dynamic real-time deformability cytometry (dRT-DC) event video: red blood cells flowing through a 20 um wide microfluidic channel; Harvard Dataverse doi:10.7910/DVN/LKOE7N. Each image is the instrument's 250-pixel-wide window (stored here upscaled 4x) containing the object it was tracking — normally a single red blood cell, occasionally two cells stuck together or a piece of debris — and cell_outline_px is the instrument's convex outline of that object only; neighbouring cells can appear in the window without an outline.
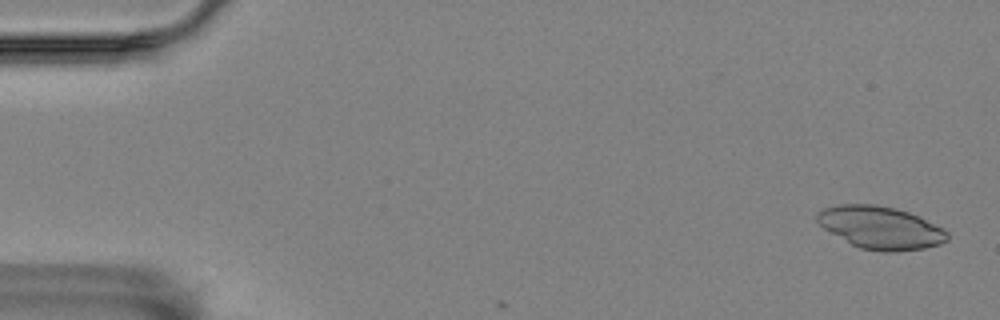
{"species": "Egyptian fruit bat (a non-hibernating species)", "species_latin": "Rousettus aegyptiacus", "temperature_condition": "room temperature", "stored_images_in_passage": 6, "camera_frame_rate_fps": 3000, "um_per_image_px": 0.085, "animal": {"sex": "female"}, "frame": {"image": 1, "passage_image": 2, "time_ms": 0.333, "image_size_px": [1000, 320], "cell_outline_px": [[948, 240], [940, 244], [924, 248], [896, 252], [884, 252], [860, 248], [852, 244], [824, 228], [816, 220], [816, 212], [824, 208], [836, 204], [876, 204], [896, 208], [920, 216], [944, 228], [948, 232]], "centroid_in_image_um": [74.87, 19.34], "position_along_channel_um": 10.1, "area_um2": 32.48}}